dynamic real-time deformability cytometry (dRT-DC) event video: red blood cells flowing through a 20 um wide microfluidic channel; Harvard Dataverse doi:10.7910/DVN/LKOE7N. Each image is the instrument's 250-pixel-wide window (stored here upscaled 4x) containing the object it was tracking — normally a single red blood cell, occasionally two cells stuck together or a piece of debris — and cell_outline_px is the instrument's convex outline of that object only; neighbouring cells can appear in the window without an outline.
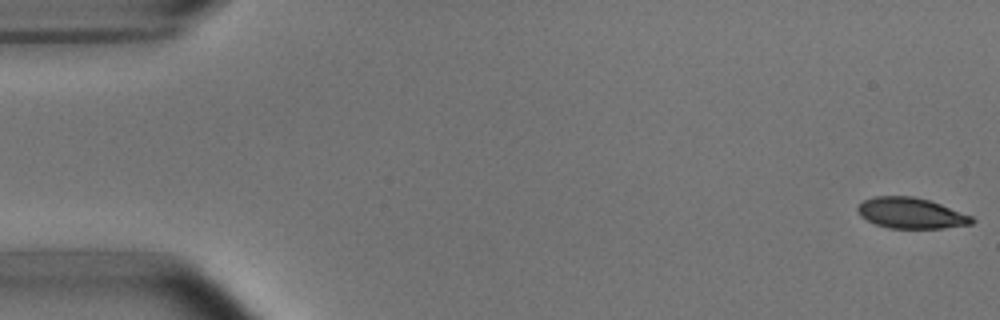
{"species": "common noctule bat (a hibernating species)", "species_latin": "Nyctalus noctula", "temperature_condition": "room temperature", "stored_images_in_passage": 5, "camera_frame_rate_fps": 3000, "um_per_image_px": 0.085, "animal": {"sex": "male", "body_mass_g": 15.6}, "frame": {"image": 1, "passage_image": 1, "time_ms": 0.0, "image_size_px": [1000, 320], "cell_outline_px": [[976, 220], [972, 224], [944, 228], [888, 228], [876, 224], [860, 216], [856, 208], [864, 200], [872, 196], [912, 196], [928, 200], [940, 204], [972, 216]], "centroid_in_image_um": [77.43, 18.12], "position_along_channel_um": 7.6, "area_um2": 20.4}}
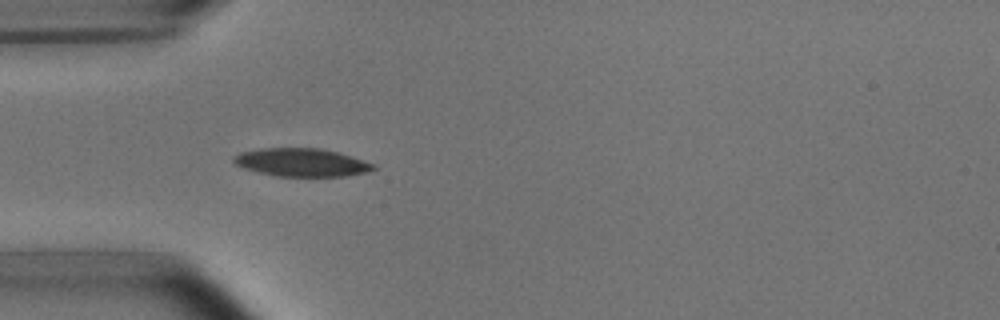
{"frame": {"image": 2, "passage_image": 5, "time_ms": 5.0, "image_size_px": [1000, 320], "cell_outline_px": [[376, 168], [368, 172], [344, 176], [280, 176], [260, 172], [244, 168], [236, 164], [232, 160], [232, 156], [240, 152], [260, 148], [320, 148], [336, 152], [376, 164]], "centroid_in_image_um": [25.62, 13.8], "position_along_channel_um": 59.4, "area_um2": 22.72}}